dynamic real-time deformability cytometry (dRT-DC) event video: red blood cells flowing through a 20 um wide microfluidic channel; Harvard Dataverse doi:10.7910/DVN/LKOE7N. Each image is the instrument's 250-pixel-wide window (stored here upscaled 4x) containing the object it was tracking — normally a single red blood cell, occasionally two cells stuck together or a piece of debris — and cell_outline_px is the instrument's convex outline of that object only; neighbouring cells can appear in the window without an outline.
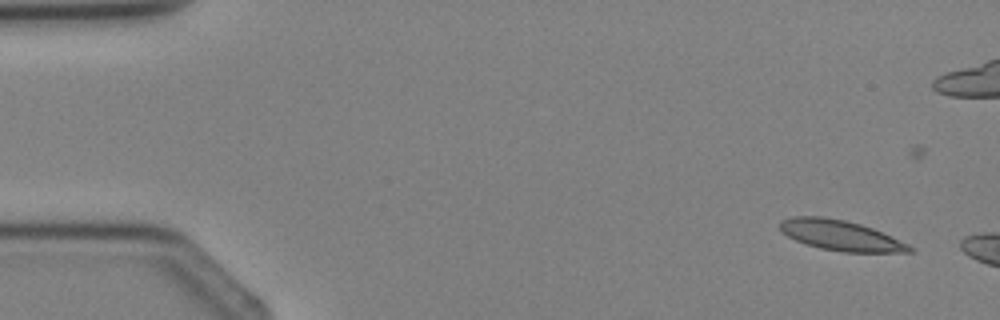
{"species": "Egyptian fruit bat (a non-hibernating species)", "species_latin": "Rousettus aegyptiacus", "temperature_condition": "cold", "stored_images_in_passage": 3, "camera_frame_rate_fps": 3000, "um_per_image_px": 0.085, "animal": {"sex": "female"}, "frame": {"image": 1, "passage_image": 1, "time_ms": 0.0, "image_size_px": [1000, 320], "cell_outline_px": [[916, 248], [912, 252], [844, 252], [820, 248], [796, 240], [788, 236], [780, 228], [780, 220], [792, 216], [820, 216], [844, 220], [860, 224], [872, 228], [908, 244]], "centroid_in_image_um": [71.46, 20.0], "position_along_channel_um": 13.5, "area_um2": 22.6}}